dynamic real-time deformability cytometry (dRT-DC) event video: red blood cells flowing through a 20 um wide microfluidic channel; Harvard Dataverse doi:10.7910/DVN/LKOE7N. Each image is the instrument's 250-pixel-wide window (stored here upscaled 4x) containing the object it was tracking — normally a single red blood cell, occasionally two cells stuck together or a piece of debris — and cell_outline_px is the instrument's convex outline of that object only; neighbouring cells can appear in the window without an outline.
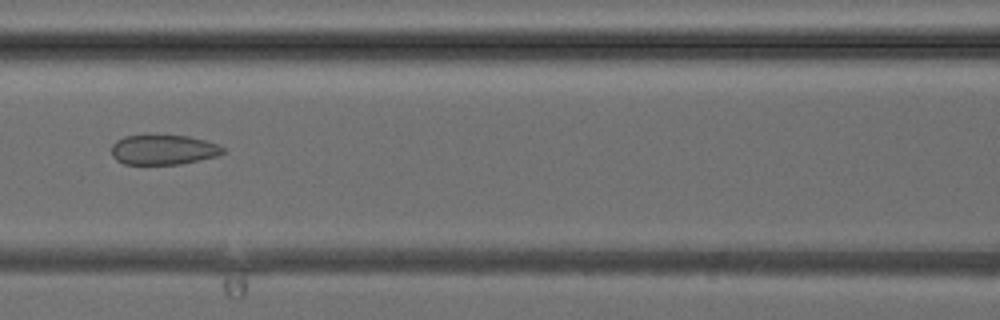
{"species": "common noctule bat (a hibernating species)", "species_latin": "Nyctalus noctula", "temperature_condition": "cold", "stored_images_in_passage": 6, "camera_frame_rate_fps": 3000, "um_per_image_px": 0.085, "animal": {"sex": "female", "body_mass_g": 24.6, "forearm_length_mm": 56.2}, "frame": {"image": 1, "passage_image": 6, "time_ms": 5.667, "image_size_px": [1000, 320], "cell_outline_px": [[224, 152], [216, 156], [180, 164], [124, 164], [116, 160], [112, 156], [112, 144], [116, 140], [124, 136], [188, 136], [204, 140], [216, 144], [224, 148]], "centroid_in_image_um": [13.85, 12.74], "position_along_channel_um": 152.8, "area_um2": 19.13}}